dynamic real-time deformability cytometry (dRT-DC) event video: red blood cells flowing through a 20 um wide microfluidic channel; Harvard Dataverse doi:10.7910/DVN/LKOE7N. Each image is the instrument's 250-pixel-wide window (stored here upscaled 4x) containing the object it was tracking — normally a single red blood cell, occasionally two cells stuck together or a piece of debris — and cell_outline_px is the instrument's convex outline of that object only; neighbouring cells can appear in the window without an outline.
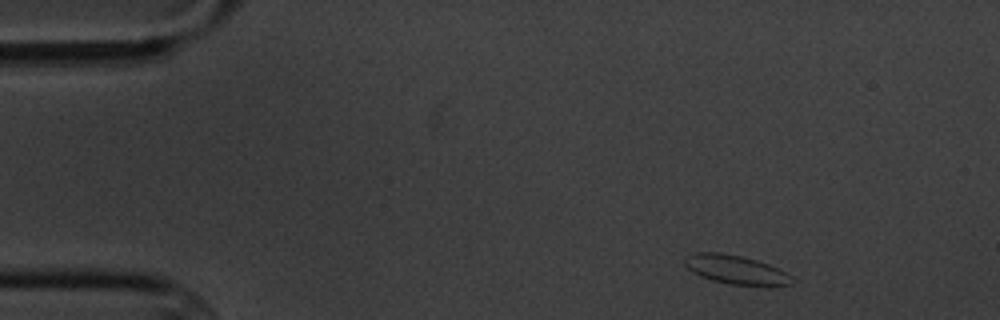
{"species": "common noctule bat (a hibernating species)", "species_latin": "Nyctalus noctula", "temperature_condition": "cold", "stored_images_in_passage": 6, "camera_frame_rate_fps": 3000, "um_per_image_px": 0.085, "animal": {"sex": "male", "body_mass_g": 20.1, "forearm_length_mm": 53.5}, "frame": {"image": 1, "passage_image": 1, "time_ms": 0.0, "image_size_px": [1000, 320], "cell_outline_px": [[796, 280], [792, 284], [768, 288], [728, 284], [712, 280], [700, 276], [692, 272], [684, 264], [684, 260], [692, 252], [720, 252], [740, 256], [756, 260], [768, 264], [792, 276]], "centroid_in_image_um": [62.6, 22.96], "position_along_channel_um": 22.4, "area_um2": 18.55}}
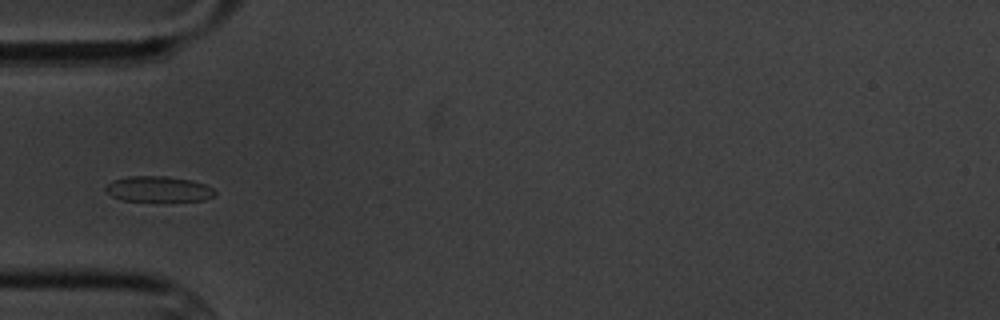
{"frame": {"image": 2, "passage_image": 4, "time_ms": 3.667, "image_size_px": [1000, 320], "cell_outline_px": [[216, 196], [204, 200], [124, 200], [112, 196], [104, 188], [112, 180], [128, 176], [164, 176], [192, 180], [204, 184], [212, 188], [216, 192]], "centroid_in_image_um": [13.48, 16.05], "position_along_channel_um": 71.5, "area_um2": 16.01}}
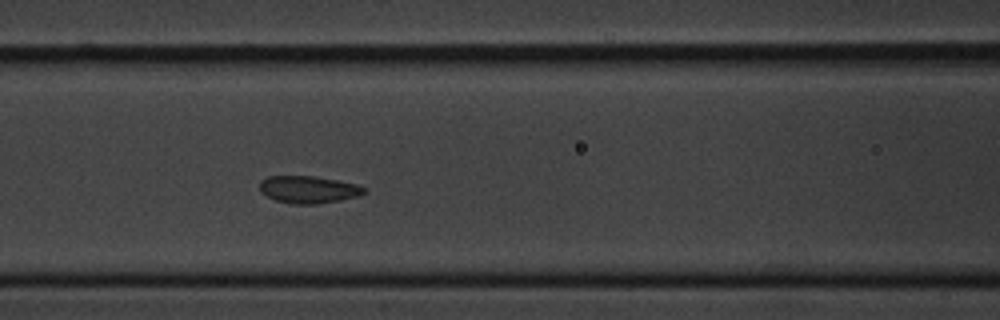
{"frame": {"image": 3, "passage_image": 6, "time_ms": 5.667, "image_size_px": [1000, 320], "cell_outline_px": [[368, 192], [360, 196], [340, 200], [316, 204], [292, 204], [276, 200], [260, 192], [260, 180], [268, 176], [312, 176], [336, 180], [356, 184], [368, 188]], "centroid_in_image_um": [26.25, 16.11], "position_along_channel_um": 140.3, "area_um2": 16.7}}